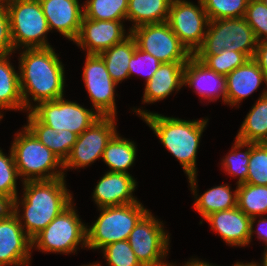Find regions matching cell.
<instances>
[{"label": "cell", "mask_w": 267, "mask_h": 266, "mask_svg": "<svg viewBox=\"0 0 267 266\" xmlns=\"http://www.w3.org/2000/svg\"><path fill=\"white\" fill-rule=\"evenodd\" d=\"M52 47L26 48L20 54L19 79L25 109L30 110L29 95L34 102L63 97L64 66Z\"/></svg>", "instance_id": "obj_1"}, {"label": "cell", "mask_w": 267, "mask_h": 266, "mask_svg": "<svg viewBox=\"0 0 267 266\" xmlns=\"http://www.w3.org/2000/svg\"><path fill=\"white\" fill-rule=\"evenodd\" d=\"M22 183L24 194L21 205L24 212L20 217V200L17 199V218L22 228H25L24 232L33 239L72 203V196L68 192L64 177Z\"/></svg>", "instance_id": "obj_2"}, {"label": "cell", "mask_w": 267, "mask_h": 266, "mask_svg": "<svg viewBox=\"0 0 267 266\" xmlns=\"http://www.w3.org/2000/svg\"><path fill=\"white\" fill-rule=\"evenodd\" d=\"M159 137L166 149L179 160L188 177L196 175V154L208 119L187 121L134 109Z\"/></svg>", "instance_id": "obj_3"}, {"label": "cell", "mask_w": 267, "mask_h": 266, "mask_svg": "<svg viewBox=\"0 0 267 266\" xmlns=\"http://www.w3.org/2000/svg\"><path fill=\"white\" fill-rule=\"evenodd\" d=\"M22 130L16 134L11 151L23 182L65 177L63 162L58 156L43 145L26 126ZM59 167L62 170L59 171Z\"/></svg>", "instance_id": "obj_4"}, {"label": "cell", "mask_w": 267, "mask_h": 266, "mask_svg": "<svg viewBox=\"0 0 267 266\" xmlns=\"http://www.w3.org/2000/svg\"><path fill=\"white\" fill-rule=\"evenodd\" d=\"M99 210L98 219L86 228L88 249H102L110 243L128 240L137 223L149 212L139 201Z\"/></svg>", "instance_id": "obj_5"}, {"label": "cell", "mask_w": 267, "mask_h": 266, "mask_svg": "<svg viewBox=\"0 0 267 266\" xmlns=\"http://www.w3.org/2000/svg\"><path fill=\"white\" fill-rule=\"evenodd\" d=\"M258 40L244 17L211 20L202 45L193 55H216L222 50L254 57Z\"/></svg>", "instance_id": "obj_6"}, {"label": "cell", "mask_w": 267, "mask_h": 266, "mask_svg": "<svg viewBox=\"0 0 267 266\" xmlns=\"http://www.w3.org/2000/svg\"><path fill=\"white\" fill-rule=\"evenodd\" d=\"M2 1L9 15L14 50L22 46L23 48L51 47L45 39L49 27L39 0Z\"/></svg>", "instance_id": "obj_7"}, {"label": "cell", "mask_w": 267, "mask_h": 266, "mask_svg": "<svg viewBox=\"0 0 267 266\" xmlns=\"http://www.w3.org/2000/svg\"><path fill=\"white\" fill-rule=\"evenodd\" d=\"M86 228L71 203L32 239V246L43 252H76L80 243L87 247Z\"/></svg>", "instance_id": "obj_8"}, {"label": "cell", "mask_w": 267, "mask_h": 266, "mask_svg": "<svg viewBox=\"0 0 267 266\" xmlns=\"http://www.w3.org/2000/svg\"><path fill=\"white\" fill-rule=\"evenodd\" d=\"M92 110L89 111L78 103L64 100L62 97L39 102L29 111L38 121L55 131L69 130L80 135L101 117Z\"/></svg>", "instance_id": "obj_9"}, {"label": "cell", "mask_w": 267, "mask_h": 266, "mask_svg": "<svg viewBox=\"0 0 267 266\" xmlns=\"http://www.w3.org/2000/svg\"><path fill=\"white\" fill-rule=\"evenodd\" d=\"M130 35L139 49L162 63L187 62L192 56L167 22L137 26L130 30Z\"/></svg>", "instance_id": "obj_10"}, {"label": "cell", "mask_w": 267, "mask_h": 266, "mask_svg": "<svg viewBox=\"0 0 267 266\" xmlns=\"http://www.w3.org/2000/svg\"><path fill=\"white\" fill-rule=\"evenodd\" d=\"M162 225L149 211L128 237L129 245L142 266H174L163 260L170 242Z\"/></svg>", "instance_id": "obj_11"}, {"label": "cell", "mask_w": 267, "mask_h": 266, "mask_svg": "<svg viewBox=\"0 0 267 266\" xmlns=\"http://www.w3.org/2000/svg\"><path fill=\"white\" fill-rule=\"evenodd\" d=\"M199 7L185 0H172L167 23L180 42L193 55L202 45L209 19L202 5Z\"/></svg>", "instance_id": "obj_12"}, {"label": "cell", "mask_w": 267, "mask_h": 266, "mask_svg": "<svg viewBox=\"0 0 267 266\" xmlns=\"http://www.w3.org/2000/svg\"><path fill=\"white\" fill-rule=\"evenodd\" d=\"M115 126V117H100L78 135L69 156L63 162V170L82 168L102 158L107 143L117 132Z\"/></svg>", "instance_id": "obj_13"}, {"label": "cell", "mask_w": 267, "mask_h": 266, "mask_svg": "<svg viewBox=\"0 0 267 266\" xmlns=\"http://www.w3.org/2000/svg\"><path fill=\"white\" fill-rule=\"evenodd\" d=\"M83 80L95 112L101 117H116L115 86L99 54H87Z\"/></svg>", "instance_id": "obj_14"}, {"label": "cell", "mask_w": 267, "mask_h": 266, "mask_svg": "<svg viewBox=\"0 0 267 266\" xmlns=\"http://www.w3.org/2000/svg\"><path fill=\"white\" fill-rule=\"evenodd\" d=\"M123 21L91 20L83 15L78 37L74 41L86 54H100L113 45L123 42L130 36L125 35Z\"/></svg>", "instance_id": "obj_15"}, {"label": "cell", "mask_w": 267, "mask_h": 266, "mask_svg": "<svg viewBox=\"0 0 267 266\" xmlns=\"http://www.w3.org/2000/svg\"><path fill=\"white\" fill-rule=\"evenodd\" d=\"M32 239L24 232L17 216L0 220V266L29 264Z\"/></svg>", "instance_id": "obj_16"}, {"label": "cell", "mask_w": 267, "mask_h": 266, "mask_svg": "<svg viewBox=\"0 0 267 266\" xmlns=\"http://www.w3.org/2000/svg\"><path fill=\"white\" fill-rule=\"evenodd\" d=\"M49 31L56 29L64 37L75 41L78 37L84 10L78 0H39Z\"/></svg>", "instance_id": "obj_17"}, {"label": "cell", "mask_w": 267, "mask_h": 266, "mask_svg": "<svg viewBox=\"0 0 267 266\" xmlns=\"http://www.w3.org/2000/svg\"><path fill=\"white\" fill-rule=\"evenodd\" d=\"M136 185L130 174L108 171L93 190V199L99 208L135 203L132 192Z\"/></svg>", "instance_id": "obj_18"}, {"label": "cell", "mask_w": 267, "mask_h": 266, "mask_svg": "<svg viewBox=\"0 0 267 266\" xmlns=\"http://www.w3.org/2000/svg\"><path fill=\"white\" fill-rule=\"evenodd\" d=\"M183 85L196 88L195 92L206 100L214 101L221 95L226 103V76L209 69L193 55L185 64Z\"/></svg>", "instance_id": "obj_19"}, {"label": "cell", "mask_w": 267, "mask_h": 266, "mask_svg": "<svg viewBox=\"0 0 267 266\" xmlns=\"http://www.w3.org/2000/svg\"><path fill=\"white\" fill-rule=\"evenodd\" d=\"M211 228L229 245L247 246L251 234V218L237 206L205 217Z\"/></svg>", "instance_id": "obj_20"}, {"label": "cell", "mask_w": 267, "mask_h": 266, "mask_svg": "<svg viewBox=\"0 0 267 266\" xmlns=\"http://www.w3.org/2000/svg\"><path fill=\"white\" fill-rule=\"evenodd\" d=\"M267 81L257 62L251 58L226 76V103L237 105Z\"/></svg>", "instance_id": "obj_21"}, {"label": "cell", "mask_w": 267, "mask_h": 266, "mask_svg": "<svg viewBox=\"0 0 267 266\" xmlns=\"http://www.w3.org/2000/svg\"><path fill=\"white\" fill-rule=\"evenodd\" d=\"M186 63H162L152 78L145 84L143 103L160 101L170 95L172 91H178L183 86V73Z\"/></svg>", "instance_id": "obj_22"}, {"label": "cell", "mask_w": 267, "mask_h": 266, "mask_svg": "<svg viewBox=\"0 0 267 266\" xmlns=\"http://www.w3.org/2000/svg\"><path fill=\"white\" fill-rule=\"evenodd\" d=\"M25 125L37 139L64 162L77 140V134L69 130L55 131L52 127L38 121L30 112Z\"/></svg>", "instance_id": "obj_23"}, {"label": "cell", "mask_w": 267, "mask_h": 266, "mask_svg": "<svg viewBox=\"0 0 267 266\" xmlns=\"http://www.w3.org/2000/svg\"><path fill=\"white\" fill-rule=\"evenodd\" d=\"M196 177L197 176L194 175L188 177V179L191 190L194 196H196L194 209H196L203 218L212 213L229 210L237 206V188L232 194L231 188L227 184L213 187L197 198L198 195L195 191L197 187Z\"/></svg>", "instance_id": "obj_24"}, {"label": "cell", "mask_w": 267, "mask_h": 266, "mask_svg": "<svg viewBox=\"0 0 267 266\" xmlns=\"http://www.w3.org/2000/svg\"><path fill=\"white\" fill-rule=\"evenodd\" d=\"M236 138L251 143H267V89L247 114Z\"/></svg>", "instance_id": "obj_25"}, {"label": "cell", "mask_w": 267, "mask_h": 266, "mask_svg": "<svg viewBox=\"0 0 267 266\" xmlns=\"http://www.w3.org/2000/svg\"><path fill=\"white\" fill-rule=\"evenodd\" d=\"M172 0H129L127 20L135 24L129 31L144 24L167 22Z\"/></svg>", "instance_id": "obj_26"}, {"label": "cell", "mask_w": 267, "mask_h": 266, "mask_svg": "<svg viewBox=\"0 0 267 266\" xmlns=\"http://www.w3.org/2000/svg\"><path fill=\"white\" fill-rule=\"evenodd\" d=\"M8 56H0V109L24 110L19 73L10 64Z\"/></svg>", "instance_id": "obj_27"}, {"label": "cell", "mask_w": 267, "mask_h": 266, "mask_svg": "<svg viewBox=\"0 0 267 266\" xmlns=\"http://www.w3.org/2000/svg\"><path fill=\"white\" fill-rule=\"evenodd\" d=\"M136 46L135 39L130 35L123 42L113 45L99 54L116 84L130 77L128 64Z\"/></svg>", "instance_id": "obj_28"}, {"label": "cell", "mask_w": 267, "mask_h": 266, "mask_svg": "<svg viewBox=\"0 0 267 266\" xmlns=\"http://www.w3.org/2000/svg\"><path fill=\"white\" fill-rule=\"evenodd\" d=\"M237 207L251 218L252 239L256 216L267 214V186L243 183L237 185Z\"/></svg>", "instance_id": "obj_29"}, {"label": "cell", "mask_w": 267, "mask_h": 266, "mask_svg": "<svg viewBox=\"0 0 267 266\" xmlns=\"http://www.w3.org/2000/svg\"><path fill=\"white\" fill-rule=\"evenodd\" d=\"M136 158V146L133 141L121 138L116 132L103 151L102 159L110 172L126 173Z\"/></svg>", "instance_id": "obj_30"}, {"label": "cell", "mask_w": 267, "mask_h": 266, "mask_svg": "<svg viewBox=\"0 0 267 266\" xmlns=\"http://www.w3.org/2000/svg\"><path fill=\"white\" fill-rule=\"evenodd\" d=\"M129 0H88L82 6L84 16L91 20H127Z\"/></svg>", "instance_id": "obj_31"}, {"label": "cell", "mask_w": 267, "mask_h": 266, "mask_svg": "<svg viewBox=\"0 0 267 266\" xmlns=\"http://www.w3.org/2000/svg\"><path fill=\"white\" fill-rule=\"evenodd\" d=\"M200 60L209 69L214 70L217 74L227 76L237 67L243 65L249 58L244 54L236 51L222 50L216 55H193Z\"/></svg>", "instance_id": "obj_32"}, {"label": "cell", "mask_w": 267, "mask_h": 266, "mask_svg": "<svg viewBox=\"0 0 267 266\" xmlns=\"http://www.w3.org/2000/svg\"><path fill=\"white\" fill-rule=\"evenodd\" d=\"M247 147L245 152L239 150ZM239 149V150H238ZM222 162L223 168L228 174L239 176L237 185L246 183L248 175L249 158L251 154V142L241 141L236 138L235 144L230 153H228Z\"/></svg>", "instance_id": "obj_33"}, {"label": "cell", "mask_w": 267, "mask_h": 266, "mask_svg": "<svg viewBox=\"0 0 267 266\" xmlns=\"http://www.w3.org/2000/svg\"><path fill=\"white\" fill-rule=\"evenodd\" d=\"M249 0H201L209 21L244 17Z\"/></svg>", "instance_id": "obj_34"}, {"label": "cell", "mask_w": 267, "mask_h": 266, "mask_svg": "<svg viewBox=\"0 0 267 266\" xmlns=\"http://www.w3.org/2000/svg\"><path fill=\"white\" fill-rule=\"evenodd\" d=\"M246 183L267 186V143H251Z\"/></svg>", "instance_id": "obj_35"}, {"label": "cell", "mask_w": 267, "mask_h": 266, "mask_svg": "<svg viewBox=\"0 0 267 266\" xmlns=\"http://www.w3.org/2000/svg\"><path fill=\"white\" fill-rule=\"evenodd\" d=\"M102 251L109 266H142L128 240L110 243Z\"/></svg>", "instance_id": "obj_36"}, {"label": "cell", "mask_w": 267, "mask_h": 266, "mask_svg": "<svg viewBox=\"0 0 267 266\" xmlns=\"http://www.w3.org/2000/svg\"><path fill=\"white\" fill-rule=\"evenodd\" d=\"M244 19L254 31L258 42L260 39L267 40V6L261 0L248 1Z\"/></svg>", "instance_id": "obj_37"}, {"label": "cell", "mask_w": 267, "mask_h": 266, "mask_svg": "<svg viewBox=\"0 0 267 266\" xmlns=\"http://www.w3.org/2000/svg\"><path fill=\"white\" fill-rule=\"evenodd\" d=\"M161 61L156 59L150 53H147L137 46L134 50V54L129 62V76L137 73L146 76V82L149 81L153 74L157 71Z\"/></svg>", "instance_id": "obj_38"}, {"label": "cell", "mask_w": 267, "mask_h": 266, "mask_svg": "<svg viewBox=\"0 0 267 266\" xmlns=\"http://www.w3.org/2000/svg\"><path fill=\"white\" fill-rule=\"evenodd\" d=\"M18 176L12 151L7 157L0 150V194L17 193L16 179Z\"/></svg>", "instance_id": "obj_39"}, {"label": "cell", "mask_w": 267, "mask_h": 266, "mask_svg": "<svg viewBox=\"0 0 267 266\" xmlns=\"http://www.w3.org/2000/svg\"><path fill=\"white\" fill-rule=\"evenodd\" d=\"M14 52L7 8L0 0V56Z\"/></svg>", "instance_id": "obj_40"}, {"label": "cell", "mask_w": 267, "mask_h": 266, "mask_svg": "<svg viewBox=\"0 0 267 266\" xmlns=\"http://www.w3.org/2000/svg\"><path fill=\"white\" fill-rule=\"evenodd\" d=\"M17 193L0 194V220H10L17 216Z\"/></svg>", "instance_id": "obj_41"}, {"label": "cell", "mask_w": 267, "mask_h": 266, "mask_svg": "<svg viewBox=\"0 0 267 266\" xmlns=\"http://www.w3.org/2000/svg\"><path fill=\"white\" fill-rule=\"evenodd\" d=\"M253 59L257 62L258 66L264 73L267 81V40H260L257 43Z\"/></svg>", "instance_id": "obj_42"}, {"label": "cell", "mask_w": 267, "mask_h": 266, "mask_svg": "<svg viewBox=\"0 0 267 266\" xmlns=\"http://www.w3.org/2000/svg\"><path fill=\"white\" fill-rule=\"evenodd\" d=\"M256 230L258 234L257 238L265 241L267 246V217H262V219L258 220V229Z\"/></svg>", "instance_id": "obj_43"}, {"label": "cell", "mask_w": 267, "mask_h": 266, "mask_svg": "<svg viewBox=\"0 0 267 266\" xmlns=\"http://www.w3.org/2000/svg\"><path fill=\"white\" fill-rule=\"evenodd\" d=\"M183 266H213L207 262L204 261H199L198 259H192L191 262L190 260L186 263V265Z\"/></svg>", "instance_id": "obj_44"}, {"label": "cell", "mask_w": 267, "mask_h": 266, "mask_svg": "<svg viewBox=\"0 0 267 266\" xmlns=\"http://www.w3.org/2000/svg\"><path fill=\"white\" fill-rule=\"evenodd\" d=\"M233 266H259V264L255 263V262H251V263H239L237 262L236 264H234Z\"/></svg>", "instance_id": "obj_45"}, {"label": "cell", "mask_w": 267, "mask_h": 266, "mask_svg": "<svg viewBox=\"0 0 267 266\" xmlns=\"http://www.w3.org/2000/svg\"><path fill=\"white\" fill-rule=\"evenodd\" d=\"M263 256H264V258L262 260V264L261 265L259 264V266H267V249L265 250Z\"/></svg>", "instance_id": "obj_46"}, {"label": "cell", "mask_w": 267, "mask_h": 266, "mask_svg": "<svg viewBox=\"0 0 267 266\" xmlns=\"http://www.w3.org/2000/svg\"><path fill=\"white\" fill-rule=\"evenodd\" d=\"M100 265H101V264H99V263H95V264L93 263V264H91V265L89 264V265H84V266H100ZM82 266H83V265H82Z\"/></svg>", "instance_id": "obj_47"}, {"label": "cell", "mask_w": 267, "mask_h": 266, "mask_svg": "<svg viewBox=\"0 0 267 266\" xmlns=\"http://www.w3.org/2000/svg\"><path fill=\"white\" fill-rule=\"evenodd\" d=\"M267 6V0H261Z\"/></svg>", "instance_id": "obj_48"}]
</instances>
